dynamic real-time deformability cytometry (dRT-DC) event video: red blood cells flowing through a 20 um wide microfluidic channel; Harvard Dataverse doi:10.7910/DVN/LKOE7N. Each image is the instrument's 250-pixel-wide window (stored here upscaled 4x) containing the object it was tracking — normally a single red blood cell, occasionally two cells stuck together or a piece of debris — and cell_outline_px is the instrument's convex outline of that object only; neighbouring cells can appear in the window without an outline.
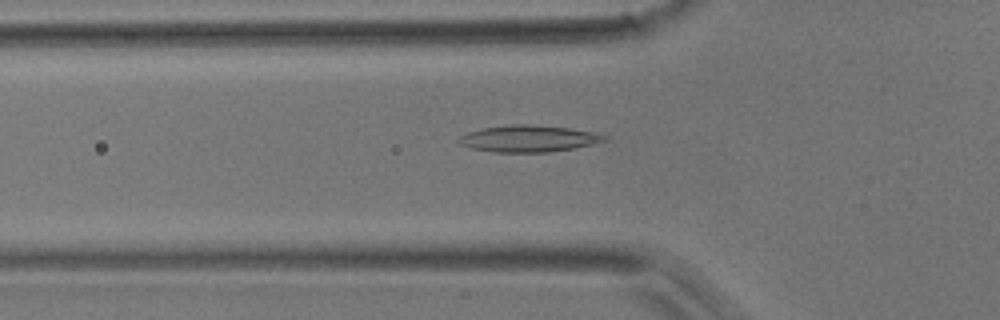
{"species": "common noctule bat (a hibernating species)", "species_latin": "Nyctalus noctula", "temperature_condition": "room temperature", "stored_images_in_passage": 51, "camera_frame_rate_fps": 3000, "um_per_image_px": 0.085, "animal": {"sex": "male", "body_mass_g": 17.9}, "frame": {"image": 1, "passage_image": 17, "time_ms": 5.333, "image_size_px": [1000, 320], "cell_outline_px": [[608, 140], [592, 144], [572, 148], [548, 152], [492, 152], [472, 148], [460, 144], [456, 140], [460, 136], [468, 132], [484, 128], [512, 124], [528, 124], [572, 128], [592, 132], [608, 136]], "centroid_in_image_um": [44.93, 11.78], "position_along_channel_um": 80.9, "area_um2": 22.54}}
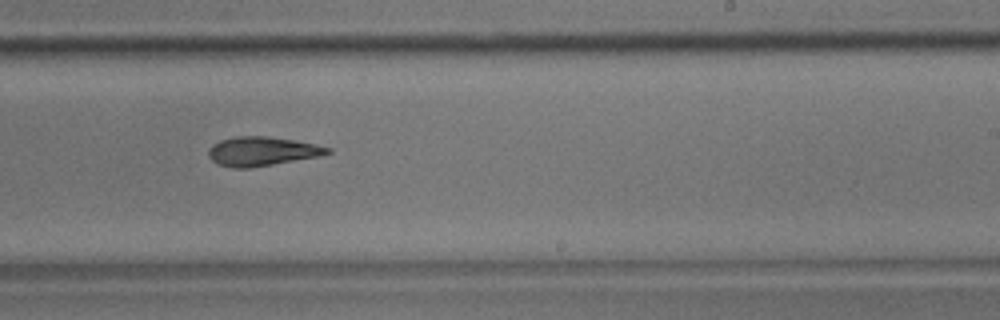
{"frame": {"image": 2, "passage_image": 31, "time_ms": 10.0, "image_size_px": [1000, 320], "cell_outline_px": [[332, 152], [320, 156], [248, 168], [232, 168], [216, 164], [208, 156], [208, 148], [212, 144], [220, 140], [236, 136], [264, 136], [292, 140], [316, 144], [332, 148]], "centroid_in_image_um": [22.24, 12.86], "position_along_channel_um": 266.8, "area_um2": 20.17}}
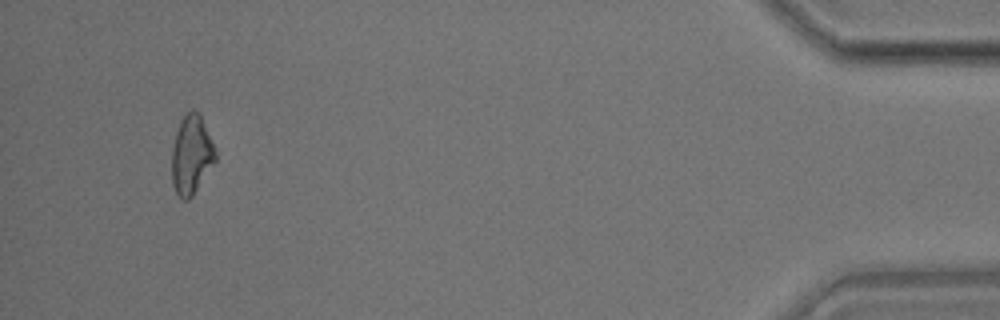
{"frame": {"image": 3, "passage_image": 48, "time_ms": 15.667, "image_size_px": [1000, 320], "cell_outline_px": [[216, 160], [192, 196], [188, 200], [184, 200], [176, 196], [172, 184], [172, 148], [176, 132], [180, 120], [192, 108], [200, 112], [216, 152]], "centroid_in_image_um": [16.25, 13.16], "position_along_channel_um": 418.9, "area_um2": 20.11}}